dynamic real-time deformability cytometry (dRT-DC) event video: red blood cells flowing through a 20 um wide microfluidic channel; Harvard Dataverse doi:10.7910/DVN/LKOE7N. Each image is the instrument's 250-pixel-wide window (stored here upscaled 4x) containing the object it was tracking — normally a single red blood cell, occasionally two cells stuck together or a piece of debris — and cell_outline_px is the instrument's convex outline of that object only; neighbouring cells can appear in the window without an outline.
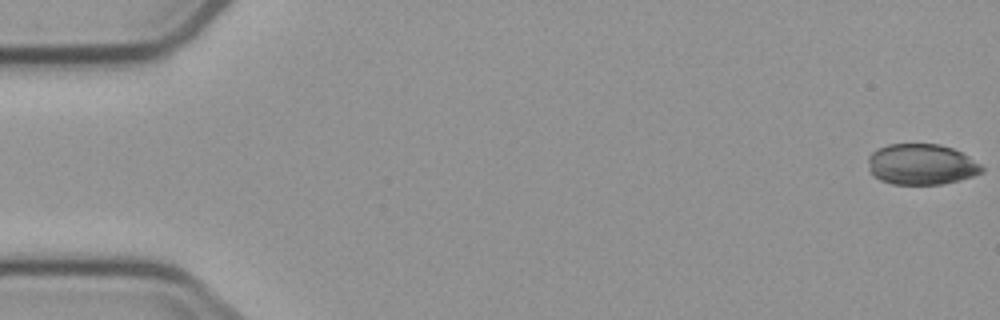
{"species": "common noctule bat (a hibernating species)", "species_latin": "Nyctalus noctula", "temperature_condition": "cold", "stored_images_in_passage": 8, "camera_frame_rate_fps": 3000, "um_per_image_px": 0.085, "animal": {"sex": "male", "body_mass_g": 23.1, "forearm_length_mm": 52.7}, "frame": {"image": 1, "passage_image": 1, "time_ms": 0.0, "image_size_px": [1000, 320], "cell_outline_px": [[984, 172], [960, 180], [940, 184], [892, 184], [880, 180], [872, 176], [868, 172], [868, 156], [872, 152], [888, 144], [940, 144], [952, 148], [968, 156], [980, 164], [984, 168]], "centroid_in_image_um": [78.29, 13.98], "position_along_channel_um": 6.7, "area_um2": 27.17}}
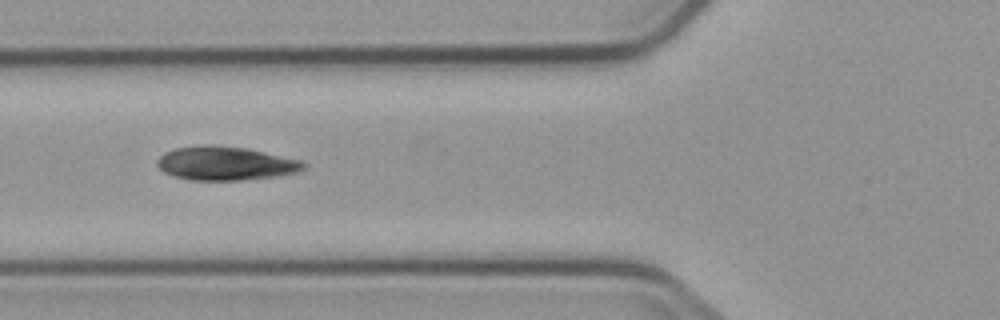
{"frame": {"image": 2, "passage_image": 6, "time_ms": 6.667, "image_size_px": [1000, 320], "cell_outline_px": [[304, 168], [300, 172], [280, 176], [240, 180], [192, 180], [176, 176], [164, 172], [156, 164], [156, 160], [164, 152], [176, 148], [204, 144], [212, 144], [248, 148], [300, 160], [304, 164]], "centroid_in_image_um": [19.17, 13.88], "position_along_channel_um": 106.6, "area_um2": 28.9}}
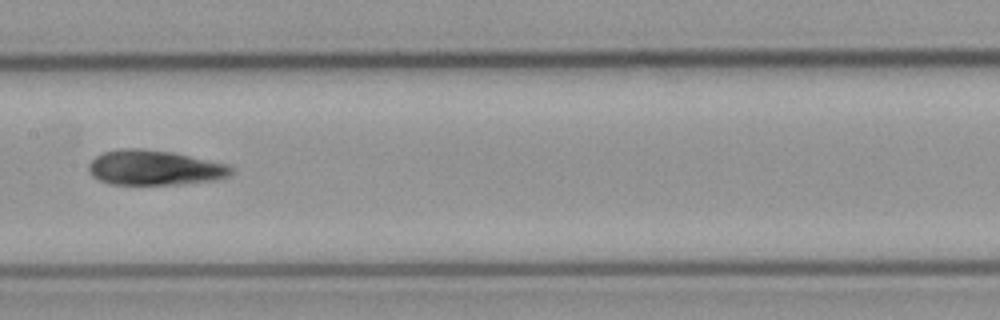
{"frame": {"image": 3, "passage_image": 8, "time_ms": 9.0, "image_size_px": [1000, 320], "cell_outline_px": [[232, 172], [228, 176], [212, 180], [184, 184], [108, 184], [92, 176], [88, 172], [88, 164], [96, 156], [104, 152], [120, 148], [140, 148], [172, 152], [228, 164], [232, 168]], "centroid_in_image_um": [13.1, 14.25], "position_along_channel_um": 194.3, "area_um2": 29.02}}